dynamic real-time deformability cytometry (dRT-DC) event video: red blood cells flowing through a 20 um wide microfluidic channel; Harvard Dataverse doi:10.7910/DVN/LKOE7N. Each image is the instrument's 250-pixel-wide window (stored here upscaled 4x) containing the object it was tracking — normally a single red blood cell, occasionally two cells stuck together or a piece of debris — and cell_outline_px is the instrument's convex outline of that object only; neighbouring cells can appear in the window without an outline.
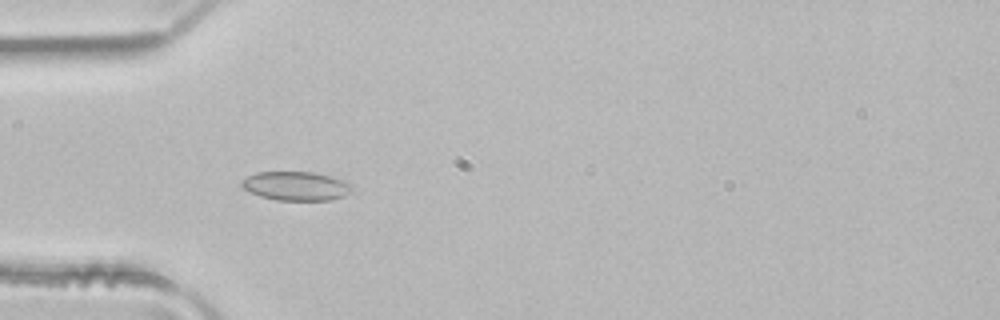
{"species": "common noctule bat (a hibernating species)", "species_latin": "Nyctalus noctula", "temperature_condition": "room temperature", "stored_images_in_passage": 4, "camera_frame_rate_fps": 3000, "um_per_image_px": 0.085, "animal": {"sex": "male", "body_mass_g": 21.5, "forearm_length_mm": 52.0}, "frame": {"image": 1, "passage_image": 3, "time_ms": 0.667, "image_size_px": [1000, 320], "cell_outline_px": [[352, 192], [344, 196], [328, 200], [276, 200], [260, 196], [244, 188], [240, 184], [240, 180], [256, 172], [312, 172], [332, 176], [344, 180], [352, 184]], "centroid_in_image_um": [25.18, 15.8], "position_along_channel_um": 59.8, "area_um2": 18.67}}
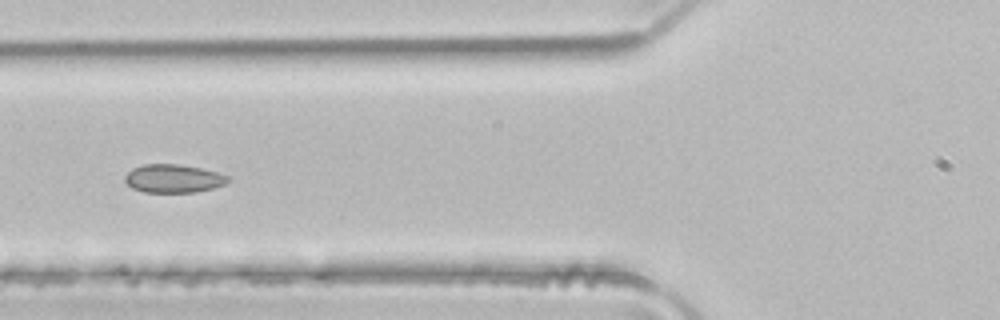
{"frame": {"image": 2, "passage_image": 4, "time_ms": 1.0, "image_size_px": [1000, 320], "cell_outline_px": [[232, 180], [224, 184], [212, 188], [196, 192], [144, 192], [132, 188], [124, 180], [124, 176], [132, 168], [144, 164], [180, 164], [200, 168], [216, 172], [228, 176]], "centroid_in_image_um": [14.73, 15.17], "position_along_channel_um": 111.1, "area_um2": 16.99}}